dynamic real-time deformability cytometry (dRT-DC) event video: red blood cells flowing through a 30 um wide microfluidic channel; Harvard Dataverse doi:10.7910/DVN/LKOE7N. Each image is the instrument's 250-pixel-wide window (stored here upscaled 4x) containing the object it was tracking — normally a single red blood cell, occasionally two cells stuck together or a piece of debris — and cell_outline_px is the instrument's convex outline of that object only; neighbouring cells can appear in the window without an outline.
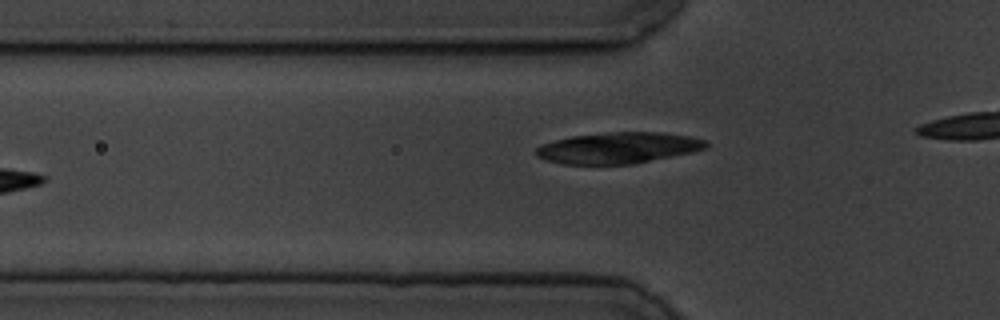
{"species": "common noctule bat (a hibernating species)", "species_latin": "Nyctalus noctula", "temperature_condition": "cold", "stored_images_in_passage": 12, "camera_frame_rate_fps": 3000, "um_per_image_px": 0.085, "animal": {"sex": "male", "body_mass_g": 19.5, "forearm_length_mm": 54.6}, "frame": {"image": 1, "passage_image": 2, "time_ms": 0.333, "image_size_px": [1000, 320], "cell_outline_px": [[708, 144], [704, 148], [692, 152], [632, 164], [560, 164], [536, 156], [536, 148], [544, 144], [556, 140], [572, 136], [612, 132], [664, 132], [688, 136], [704, 140]], "centroid_in_image_um": [52.54, 12.57], "position_along_channel_um": 73.3, "area_um2": 30.46}}
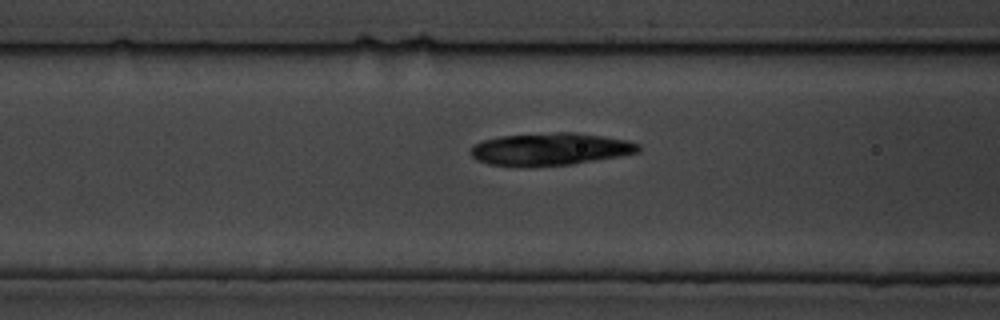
{"frame": {"image": 2, "passage_image": 6, "time_ms": 1.667, "image_size_px": [1000, 320], "cell_outline_px": [[640, 152], [620, 156], [572, 164], [488, 164], [476, 160], [468, 152], [472, 144], [484, 140], [500, 136], [556, 132], [576, 132], [604, 136], [628, 140], [640, 144]], "centroid_in_image_um": [46.81, 12.64], "position_along_channel_um": 119.8, "area_um2": 31.15}}
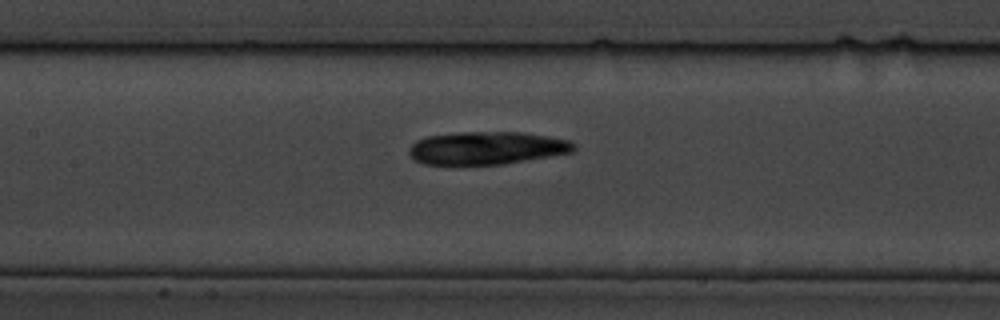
{"frame": {"image": 3, "passage_image": 10, "time_ms": 3.0, "image_size_px": [1000, 320], "cell_outline_px": [[576, 148], [572, 152], [504, 164], [424, 164], [416, 160], [408, 152], [408, 148], [416, 140], [424, 136], [456, 132], [524, 132], [548, 136], [568, 140], [576, 144]], "centroid_in_image_um": [41.36, 12.57], "position_along_channel_um": 166.0, "area_um2": 31.62}}